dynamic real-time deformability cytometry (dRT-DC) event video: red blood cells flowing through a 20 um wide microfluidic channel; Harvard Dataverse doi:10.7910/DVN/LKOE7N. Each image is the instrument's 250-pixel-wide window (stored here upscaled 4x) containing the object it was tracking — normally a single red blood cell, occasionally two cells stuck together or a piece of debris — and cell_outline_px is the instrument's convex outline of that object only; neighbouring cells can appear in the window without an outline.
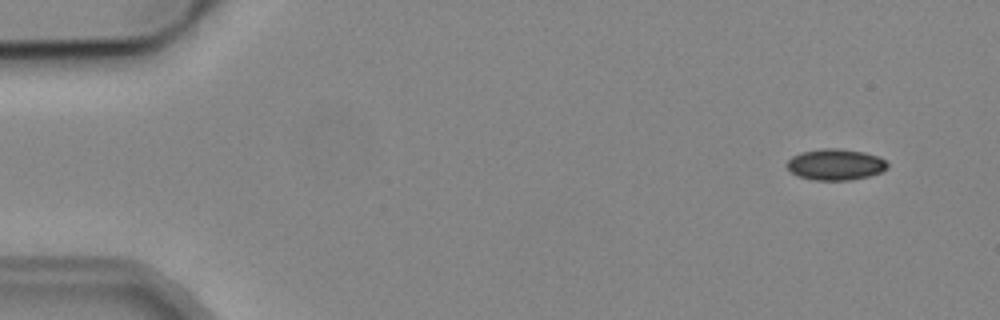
{"species": "common noctule bat (a hibernating species)", "species_latin": "Nyctalus noctula", "temperature_condition": "cold", "stored_images_in_passage": 5, "camera_frame_rate_fps": 3000, "um_per_image_px": 0.085, "animal": {"sex": "male", "body_mass_g": 19.2, "forearm_length_mm": 51.8}, "frame": {"image": 1, "passage_image": 1, "time_ms": 0.0, "image_size_px": [1000, 320], "cell_outline_px": [[888, 168], [880, 172], [868, 176], [852, 180], [812, 180], [796, 176], [784, 164], [792, 156], [800, 152], [820, 148], [840, 148], [864, 152], [880, 156], [888, 164]], "centroid_in_image_um": [70.99, 13.97], "position_along_channel_um": 14.0, "area_um2": 18.55}}